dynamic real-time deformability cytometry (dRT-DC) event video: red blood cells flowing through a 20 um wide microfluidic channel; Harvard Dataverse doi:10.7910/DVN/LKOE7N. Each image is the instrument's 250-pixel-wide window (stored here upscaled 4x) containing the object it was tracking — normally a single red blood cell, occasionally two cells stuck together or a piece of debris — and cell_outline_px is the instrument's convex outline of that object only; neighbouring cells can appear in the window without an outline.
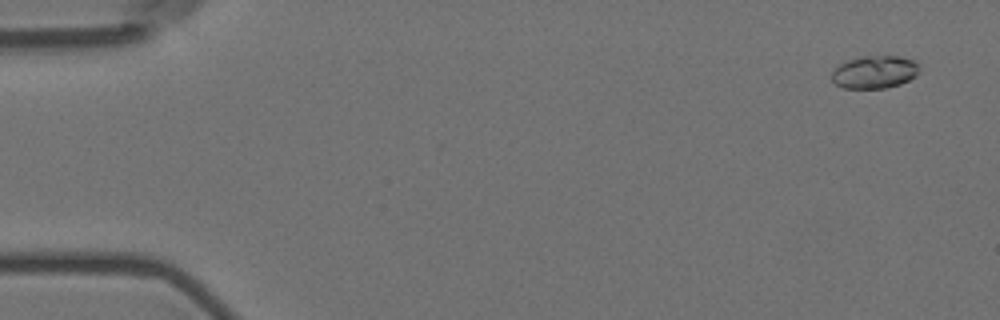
{"species": "Egyptian fruit bat (a non-hibernating species)", "species_latin": "Rousettus aegyptiacus", "temperature_condition": "room temperature", "stored_images_in_passage": 55, "camera_frame_rate_fps": 3000, "um_per_image_px": 0.085, "animal": {"sex": "female"}, "frame": {"image": 1, "passage_image": 1, "time_ms": 0.0, "image_size_px": [1000, 320], "cell_outline_px": [[920, 72], [916, 76], [900, 84], [884, 88], [844, 88], [836, 84], [832, 80], [832, 72], [840, 64], [848, 60], [864, 56], [900, 56], [916, 60], [920, 64]], "centroid_in_image_um": [74.4, 6.11], "position_along_channel_um": 10.6, "area_um2": 16.82}}
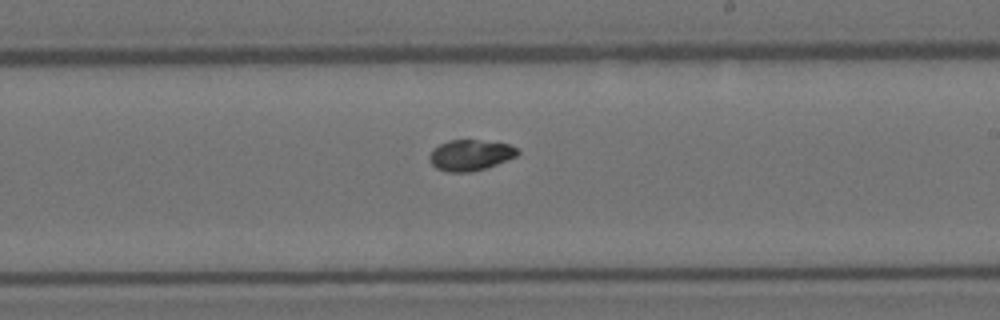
{"frame": {"image": 2, "passage_image": 32, "time_ms": 10.333, "image_size_px": [1000, 320], "cell_outline_px": [[520, 152], [516, 156], [496, 164], [472, 172], [448, 172], [436, 168], [428, 160], [428, 156], [432, 148], [448, 140], [480, 140], [508, 144], [516, 148]], "centroid_in_image_um": [39.92, 13.18], "position_along_channel_um": 249.1, "area_um2": 15.84}}
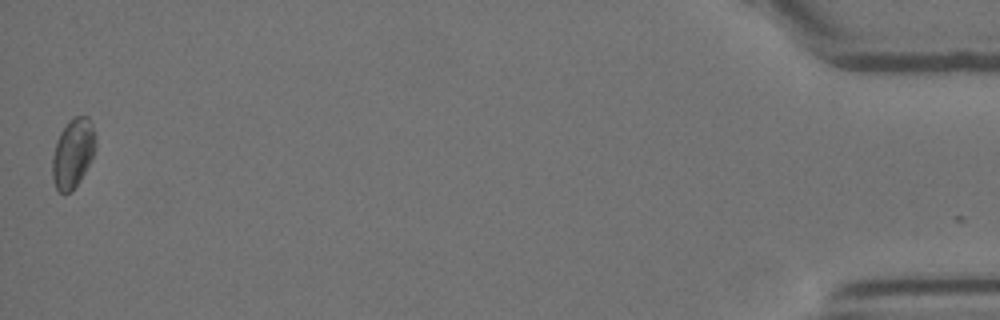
{"frame": {"image": 3, "passage_image": 55, "time_ms": 18.0, "image_size_px": [1000, 320], "cell_outline_px": [[96, 148], [80, 180], [72, 192], [64, 196], [56, 188], [52, 176], [52, 156], [56, 140], [60, 132], [68, 120], [72, 116], [88, 116], [92, 124], [96, 144]], "centroid_in_image_um": [6.17, 13.02], "position_along_channel_um": 429.0, "area_um2": 17.63}, "authors_computed_cell_mechanics": {"area_um2": 16.3574, "velocity_mm_per_s": 3.5634, "shape_relaxation_time_tau1_ms": 7.9642, "shape_relaxation_time_tau2_ms": null, "deformation_change_tau1": 0.0808, "deformation_change_tau2": null}}